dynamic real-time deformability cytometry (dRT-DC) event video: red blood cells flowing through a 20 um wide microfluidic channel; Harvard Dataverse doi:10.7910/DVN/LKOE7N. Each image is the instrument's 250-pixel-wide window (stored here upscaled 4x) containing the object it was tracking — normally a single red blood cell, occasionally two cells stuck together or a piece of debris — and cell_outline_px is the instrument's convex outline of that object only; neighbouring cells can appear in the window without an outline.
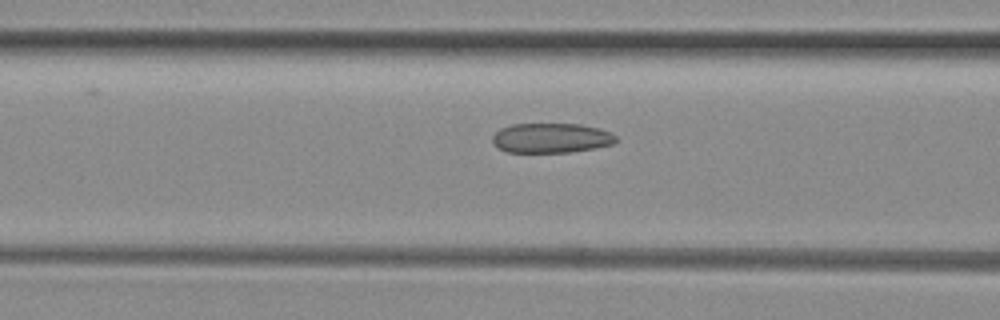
{"species": "common noctule bat (a hibernating species)", "species_latin": "Nyctalus noctula", "temperature_condition": "room temperature", "stored_images_in_passage": 31, "camera_frame_rate_fps": 3000, "um_per_image_px": 0.085, "animal": {"sex": "female", "body_mass_g": 29.2, "forearm_length_mm": 56.3}, "frame": {"image": 1, "passage_image": 6, "time_ms": 1.667, "image_size_px": [1000, 320], "cell_outline_px": [[616, 140], [612, 144], [596, 148], [568, 152], [508, 152], [500, 148], [492, 140], [492, 136], [500, 128], [512, 124], [580, 124], [600, 128], [612, 132], [616, 136]], "centroid_in_image_um": [46.88, 11.72], "position_along_channel_um": 119.7, "area_um2": 21.39}}
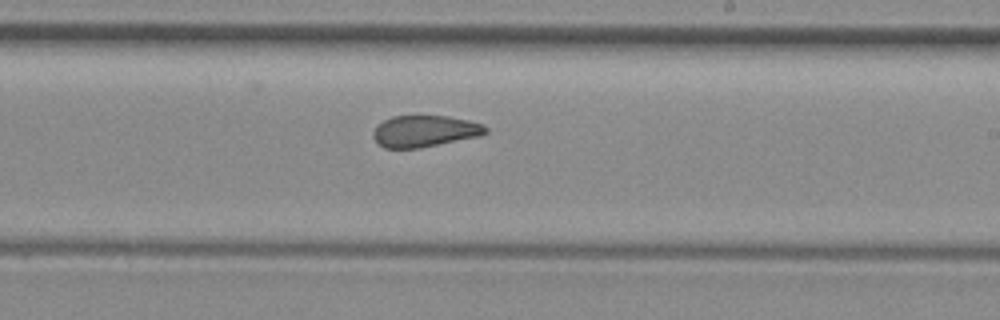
{"frame": {"image": 2, "passage_image": 16, "time_ms": 5.0, "image_size_px": [1000, 320], "cell_outline_px": [[488, 132], [480, 136], [420, 148], [384, 148], [372, 136], [372, 132], [384, 120], [392, 116], [448, 116], [468, 120], [480, 124], [488, 128]], "centroid_in_image_um": [36.11, 11.15], "position_along_channel_um": 252.9, "area_um2": 20.52}}
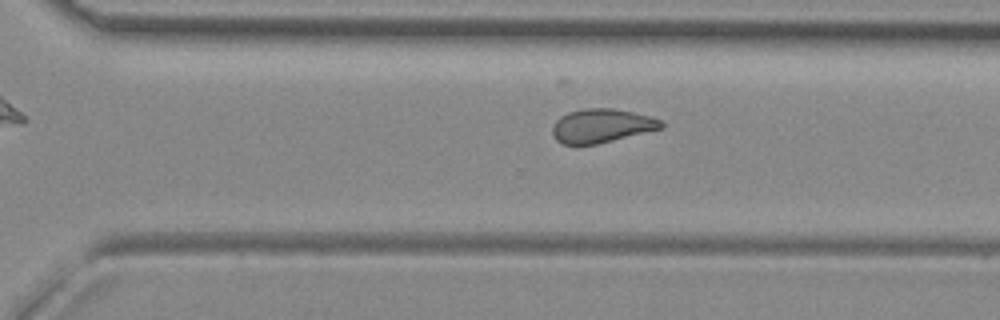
{"frame": {"image": 3, "passage_image": 21, "time_ms": 6.667, "image_size_px": [1000, 320], "cell_outline_px": [[664, 128], [596, 144], [564, 144], [556, 140], [552, 132], [552, 128], [556, 120], [560, 116], [568, 112], [588, 108], [612, 108], [652, 116], [664, 120]], "centroid_in_image_um": [51.18, 10.68], "position_along_channel_um": 319.4, "area_um2": 21.44}, "authors_computed_cell_mechanics": {"area_um2": 21.386, "velocity_mm_per_s": 3.9986, "shape_relaxation_time_tau1_ms": null, "shape_relaxation_time_tau2_ms": 1.6716, "deformation_change_tau1": null, "deformation_change_tau2": 0.074}}